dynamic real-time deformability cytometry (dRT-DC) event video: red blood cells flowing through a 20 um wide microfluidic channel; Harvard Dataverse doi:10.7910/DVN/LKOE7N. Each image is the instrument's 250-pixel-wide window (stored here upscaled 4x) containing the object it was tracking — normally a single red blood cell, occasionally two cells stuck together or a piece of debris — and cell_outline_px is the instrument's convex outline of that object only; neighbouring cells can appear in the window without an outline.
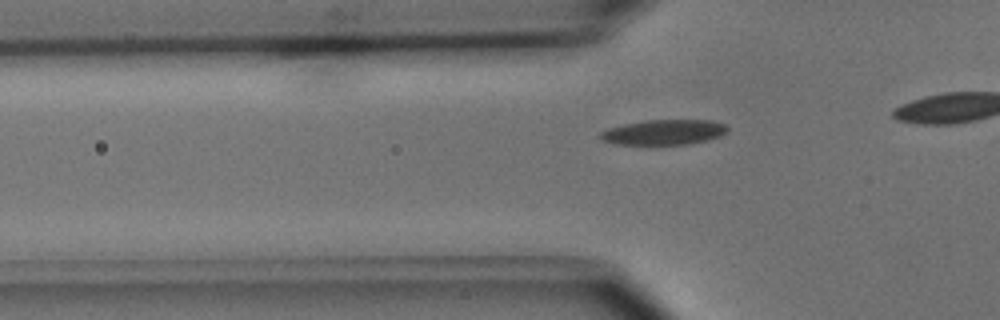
{"species": "common noctule bat (a hibernating species)", "species_latin": "Nyctalus noctula", "temperature_condition": "cold", "stored_images_in_passage": 31, "camera_frame_rate_fps": 3000, "um_per_image_px": 0.085, "animal": {"sex": "male", "body_mass_g": 15.6}, "frame": {"image": 1, "passage_image": 6, "time_ms": 1.667, "image_size_px": [1000, 320], "cell_outline_px": [[728, 132], [720, 136], [688, 144], [616, 144], [600, 140], [596, 136], [600, 132], [608, 128], [624, 124], [644, 120], [712, 120], [724, 124], [728, 128]], "centroid_in_image_um": [56.38, 11.23], "position_along_channel_um": 69.4, "area_um2": 18.67}}
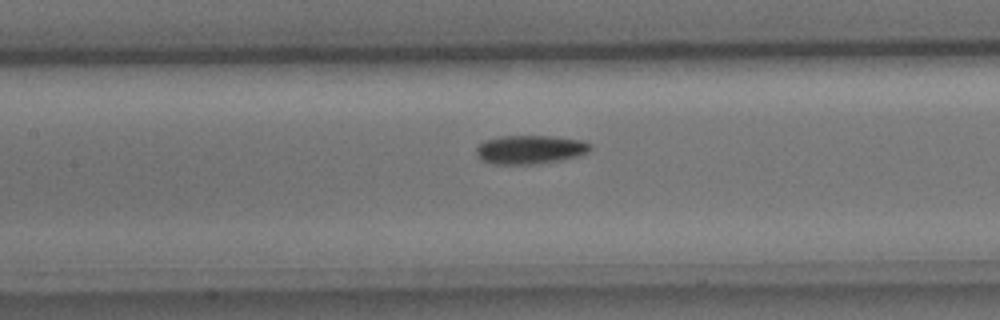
{"frame": {"image": 2, "passage_image": 13, "time_ms": 4.0, "image_size_px": [1000, 320], "cell_outline_px": [[592, 148], [588, 152], [576, 156], [560, 160], [536, 164], [492, 164], [480, 160], [476, 156], [476, 148], [484, 140], [500, 136], [552, 136], [584, 140], [592, 144]], "centroid_in_image_um": [45.05, 12.71], "position_along_channel_um": 162.4, "area_um2": 19.31}}
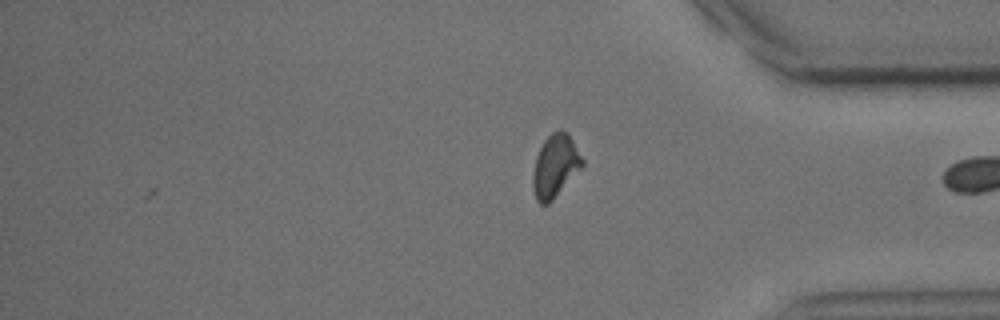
{"frame": {"image": 3, "passage_image": 31, "time_ms": 10.0, "image_size_px": [1000, 320], "cell_outline_px": [[584, 164], [552, 200], [548, 204], [540, 204], [536, 200], [532, 188], [532, 172], [536, 156], [544, 140], [552, 132], [560, 128], [568, 132], [584, 160]], "centroid_in_image_um": [47.17, 14.08], "position_along_channel_um": 388.0, "area_um2": 18.09}, "authors_computed_cell_mechanics": {"area_um2": 18.785, "velocity_mm_per_s": 3.9697, "shape_relaxation_time_tau1_ms": 4.4611, "shape_relaxation_time_tau2_ms": null, "deformation_change_tau1": 0.1271, "deformation_change_tau2": null}}